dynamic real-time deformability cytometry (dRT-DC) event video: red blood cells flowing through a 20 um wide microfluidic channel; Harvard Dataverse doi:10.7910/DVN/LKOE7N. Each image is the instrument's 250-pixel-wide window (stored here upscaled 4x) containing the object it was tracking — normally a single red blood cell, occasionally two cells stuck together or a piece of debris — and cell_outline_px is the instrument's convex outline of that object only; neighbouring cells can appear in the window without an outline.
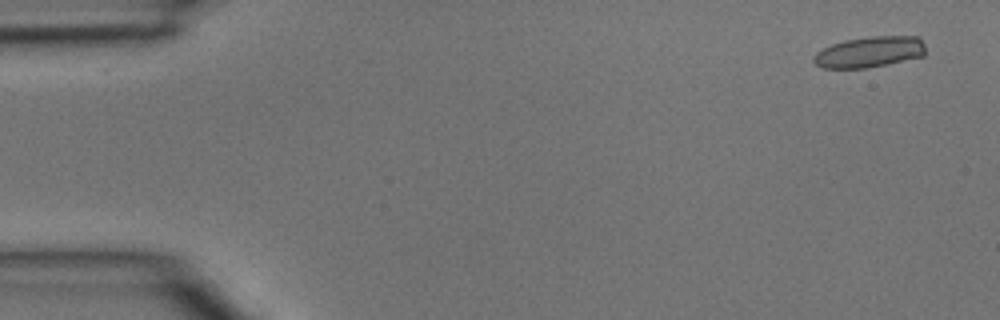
{"species": "common noctule bat (a hibernating species)", "species_latin": "Nyctalus noctula", "temperature_condition": "room temperature", "stored_images_in_passage": 12, "camera_frame_rate_fps": 3000, "um_per_image_px": 0.085, "animal": {"sex": "male", "body_mass_g": 15.6}, "frame": {"image": 1, "passage_image": 1, "time_ms": 0.0, "image_size_px": [1000, 320], "cell_outline_px": [[924, 56], [888, 64], [868, 68], [824, 68], [816, 64], [812, 60], [812, 56], [816, 52], [832, 44], [844, 40], [872, 36], [916, 36], [924, 44]], "centroid_in_image_um": [73.89, 4.42], "position_along_channel_um": 11.1, "area_um2": 20.17}}
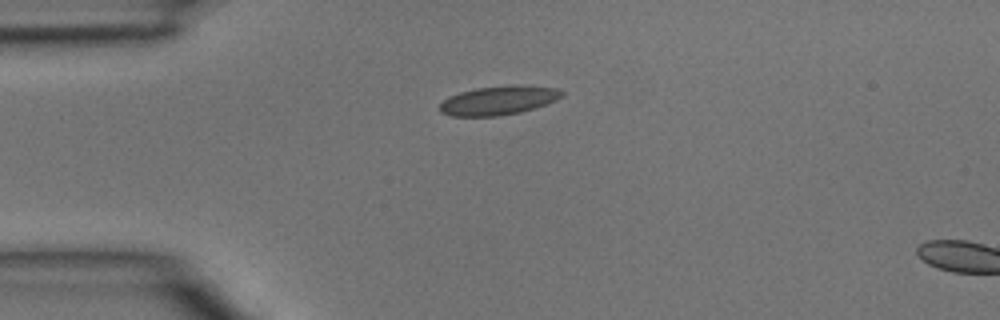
{"frame": {"image": 2, "passage_image": 10, "time_ms": 3.0, "image_size_px": [1000, 320], "cell_outline_px": [[564, 96], [556, 100], [520, 112], [500, 116], [452, 116], [440, 112], [440, 104], [448, 96], [460, 92], [476, 88], [516, 84], [556, 88], [564, 92]], "centroid_in_image_um": [42.37, 8.52], "position_along_channel_um": 42.6, "area_um2": 20.58}}